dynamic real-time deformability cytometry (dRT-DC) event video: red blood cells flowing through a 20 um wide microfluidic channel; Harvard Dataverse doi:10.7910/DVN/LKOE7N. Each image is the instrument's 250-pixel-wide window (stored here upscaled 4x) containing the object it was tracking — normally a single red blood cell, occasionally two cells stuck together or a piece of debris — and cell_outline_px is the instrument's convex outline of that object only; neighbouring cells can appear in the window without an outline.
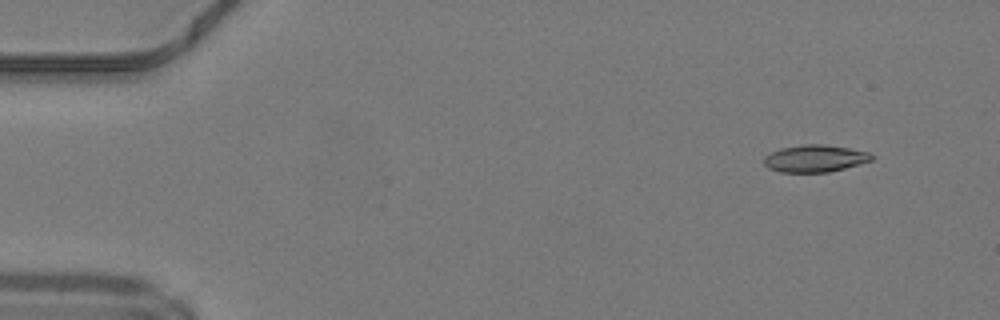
{"species": "common noctule bat (a hibernating species)", "species_latin": "Nyctalus noctula", "temperature_condition": "warm", "stored_images_in_passage": 46, "camera_frame_rate_fps": 3000, "um_per_image_px": 0.085, "animal": {"sex": "male", "body_mass_g": 19.2, "forearm_length_mm": 51.8}, "frame": {"image": 1, "passage_image": 1, "time_ms": 0.0, "image_size_px": [1000, 320], "cell_outline_px": [[872, 160], [844, 168], [828, 172], [780, 172], [768, 168], [764, 164], [764, 156], [780, 148], [804, 144], [820, 144], [848, 148], [868, 152], [872, 156]], "centroid_in_image_um": [69.22, 13.47], "position_along_channel_um": 15.8, "area_um2": 16.82}}
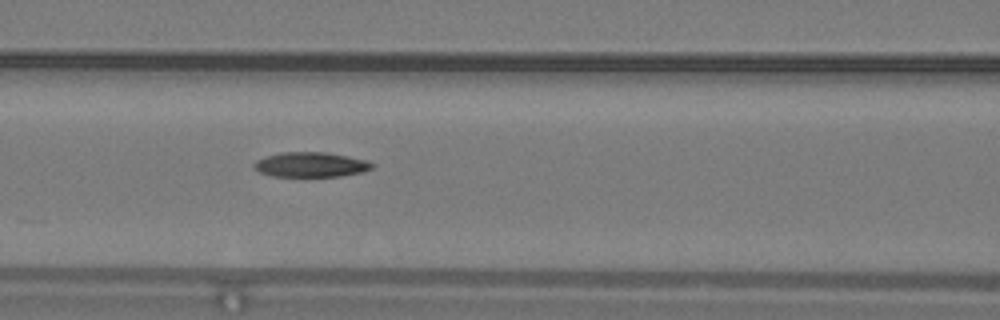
{"frame": {"image": 2, "passage_image": 18, "time_ms": 5.667, "image_size_px": [1000, 320], "cell_outline_px": [[376, 164], [372, 168], [364, 172], [340, 176], [272, 176], [260, 172], [252, 168], [252, 164], [256, 160], [264, 156], [280, 152], [324, 152], [348, 156], [368, 160]], "centroid_in_image_um": [26.41, 13.99], "position_along_channel_um": 140.2, "area_um2": 17.34}}
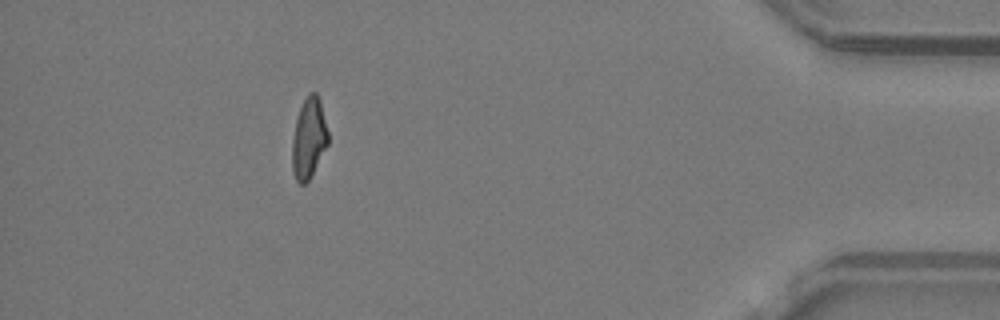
{"frame": {"image": 3, "passage_image": 41, "time_ms": 13.333, "image_size_px": [1000, 320], "cell_outline_px": [[328, 144], [308, 180], [304, 184], [300, 184], [296, 180], [292, 172], [292, 140], [296, 120], [300, 108], [308, 92], [316, 92], [320, 100], [328, 132]], "centroid_in_image_um": [26.24, 11.74], "position_along_channel_um": 409.0, "area_um2": 16.7}, "authors_computed_cell_mechanics": {"area_um2": 17.3978, "velocity_mm_per_s": 4.2283, "shape_relaxation_time_tau1_ms": null, "shape_relaxation_time_tau2_ms": 7.5717, "deformation_change_tau1": null, "deformation_change_tau2": 0.1618}}